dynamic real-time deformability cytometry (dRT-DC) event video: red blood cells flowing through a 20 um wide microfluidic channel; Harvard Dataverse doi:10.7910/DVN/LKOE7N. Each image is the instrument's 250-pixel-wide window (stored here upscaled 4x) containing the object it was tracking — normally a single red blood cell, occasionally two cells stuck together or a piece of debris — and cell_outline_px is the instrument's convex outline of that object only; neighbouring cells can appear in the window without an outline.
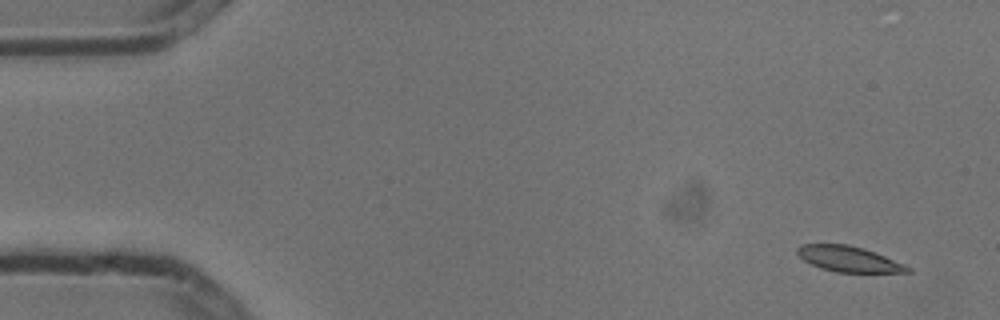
{"species": "common noctule bat (a hibernating species)", "species_latin": "Nyctalus noctula", "temperature_condition": "cold", "stored_images_in_passage": 9, "camera_frame_rate_fps": 3000, "um_per_image_px": 0.085, "animal": {"sex": "male", "body_mass_g": 13.3}, "frame": {"image": 1, "passage_image": 1, "time_ms": 0.0, "image_size_px": [1000, 320], "cell_outline_px": [[912, 272], [836, 272], [820, 268], [804, 260], [796, 252], [796, 248], [800, 244], [848, 244], [864, 248], [876, 252], [904, 264], [912, 268]], "centroid_in_image_um": [72.15, 22.0], "position_along_channel_um": 12.9, "area_um2": 16.47}}
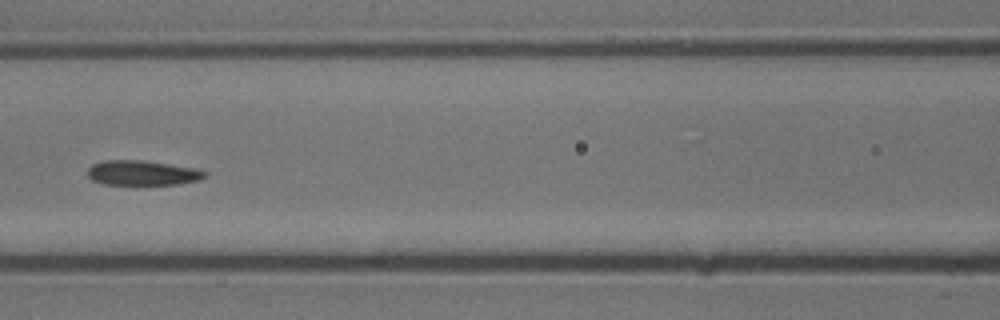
{"frame": {"image": 2, "passage_image": 7, "time_ms": 2.0, "image_size_px": [1000, 320], "cell_outline_px": [[208, 172], [200, 180], [176, 184], [136, 188], [104, 184], [92, 180], [88, 176], [88, 168], [92, 164], [104, 160], [140, 160], [168, 164], [192, 168]], "centroid_in_image_um": [12.04, 14.76], "position_along_channel_um": 154.6, "area_um2": 17.74}}
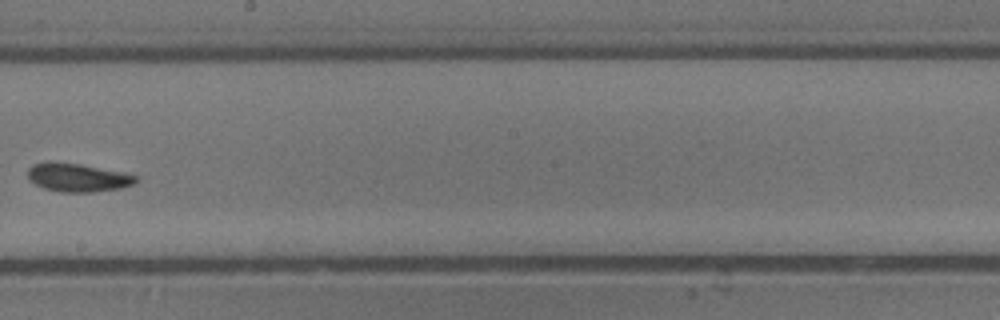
{"frame": {"image": 3, "passage_image": 9, "time_ms": 2.667, "image_size_px": [1000, 320], "cell_outline_px": [[136, 184], [120, 188], [92, 192], [60, 192], [44, 188], [28, 180], [28, 168], [32, 164], [48, 160], [80, 164], [124, 172], [136, 176]], "centroid_in_image_um": [6.56, 15.07], "position_along_channel_um": 241.6, "area_um2": 18.09}}